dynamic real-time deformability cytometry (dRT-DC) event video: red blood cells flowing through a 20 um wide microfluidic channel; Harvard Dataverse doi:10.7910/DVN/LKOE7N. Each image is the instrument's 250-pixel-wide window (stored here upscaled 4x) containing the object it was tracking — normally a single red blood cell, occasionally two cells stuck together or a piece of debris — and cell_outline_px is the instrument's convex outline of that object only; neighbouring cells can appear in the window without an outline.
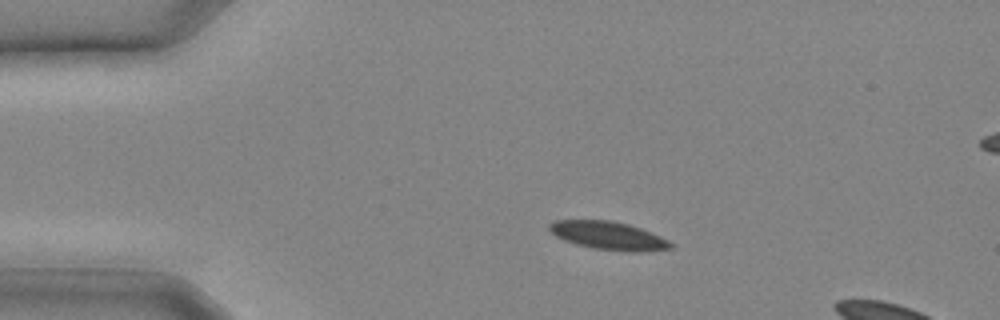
{"species": "common noctule bat (a hibernating species)", "species_latin": "Nyctalus noctula", "temperature_condition": "cold", "stored_images_in_passage": 8, "camera_frame_rate_fps": 3000, "um_per_image_px": 0.085, "animal": {"sex": "male", "body_mass_g": 20.4}, "frame": {"image": 1, "passage_image": 5, "time_ms": 1.333, "image_size_px": [1000, 320], "cell_outline_px": [[672, 248], [640, 252], [628, 252], [592, 248], [576, 244], [564, 240], [556, 236], [548, 228], [548, 224], [552, 220], [608, 220], [628, 224], [640, 228], [660, 236], [668, 240], [672, 244]], "centroid_in_image_um": [51.69, 20.03], "position_along_channel_um": 33.3, "area_um2": 19.88}}